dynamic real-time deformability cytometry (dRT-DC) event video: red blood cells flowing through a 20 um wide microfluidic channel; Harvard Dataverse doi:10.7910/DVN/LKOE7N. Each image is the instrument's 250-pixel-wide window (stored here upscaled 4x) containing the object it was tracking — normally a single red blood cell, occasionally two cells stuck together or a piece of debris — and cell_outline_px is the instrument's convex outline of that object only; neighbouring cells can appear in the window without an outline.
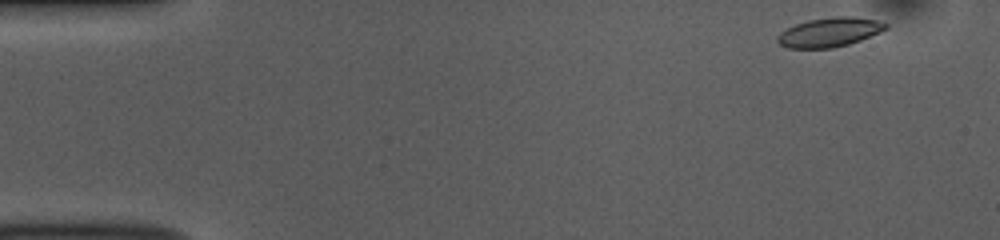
{"species": "common noctule bat (a hibernating species)", "species_latin": "Nyctalus noctula", "temperature_condition": "room temperature", "stored_images_in_passage": 51, "camera_frame_rate_fps": 3000, "um_per_image_px": 0.085, "animal": {"sex": "female", "body_mass_g": 10.0, "forearm_length_mm": 53.1}, "frame": {"image": 1, "passage_image": 1, "time_ms": 0.0, "image_size_px": [1000, 240], "cell_outline_px": [[888, 28], [880, 32], [860, 40], [848, 44], [832, 48], [788, 48], [780, 44], [776, 40], [776, 36], [780, 32], [796, 24], [808, 20], [836, 16], [852, 16], [876, 20], [888, 24]], "centroid_in_image_um": [70.5, 2.74], "position_along_channel_um": 14.5, "area_um2": 18.38}}
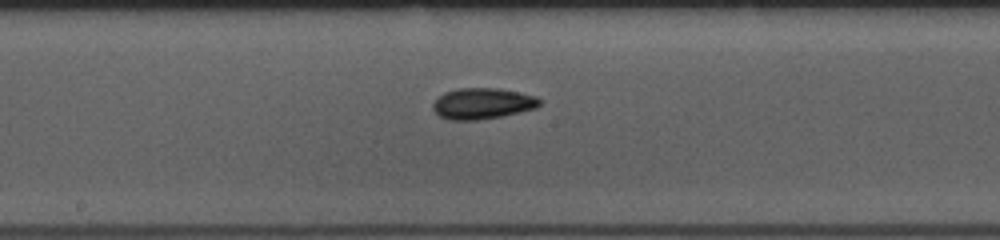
{"frame": {"image": 2, "passage_image": 25, "time_ms": 8.0, "image_size_px": [1000, 240], "cell_outline_px": [[540, 104], [536, 108], [520, 112], [500, 116], [476, 120], [448, 120], [440, 116], [432, 108], [432, 104], [444, 92], [460, 88], [500, 88], [520, 92], [536, 96], [540, 100]], "centroid_in_image_um": [41.01, 8.79], "position_along_channel_um": 207.2, "area_um2": 19.25}}
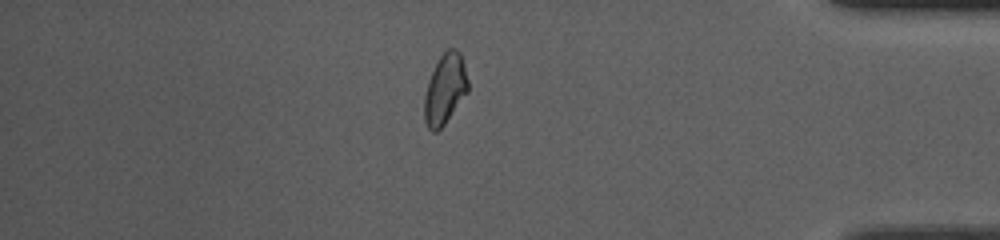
{"frame": {"image": 3, "passage_image": 43, "time_ms": 14.0, "image_size_px": [1000, 240], "cell_outline_px": [[468, 92], [444, 124], [436, 132], [432, 132], [428, 128], [424, 120], [424, 96], [428, 80], [440, 56], [448, 48], [456, 48], [460, 52], [464, 64], [468, 80]], "centroid_in_image_um": [37.82, 7.57], "position_along_channel_um": 397.4, "area_um2": 17.86}, "authors_computed_cell_mechanics": {"area_um2": 18.5538, "velocity_mm_per_s": 3.7267, "shape_relaxation_time_tau1_ms": 2.406, "shape_relaxation_time_tau2_ms": 3.6722, "deformation_change_tau1": 0.0951, "deformation_change_tau2": 0.0896}}